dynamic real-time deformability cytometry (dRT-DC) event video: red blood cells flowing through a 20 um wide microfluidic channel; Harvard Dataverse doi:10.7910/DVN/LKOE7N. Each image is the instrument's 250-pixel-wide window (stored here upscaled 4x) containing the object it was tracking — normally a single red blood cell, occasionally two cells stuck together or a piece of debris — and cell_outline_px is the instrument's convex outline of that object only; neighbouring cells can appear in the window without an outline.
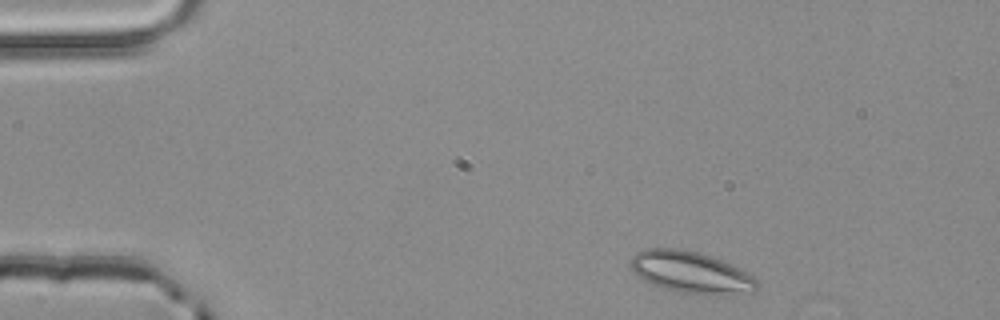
{"species": "common noctule bat (a hibernating species)", "species_latin": "Nyctalus noctula", "temperature_condition": "room temperature", "stored_images_in_passage": 4, "segment_of_instrument_passage": [1, 2], "camera_frame_rate_fps": 3000, "um_per_image_px": 0.085, "animal": {"sex": "male", "body_mass_g": 20.4}, "frame": {"image": 1, "passage_image": 1, "time_ms": 0.0, "image_size_px": [1000, 320], "cell_outline_px": [[760, 288], [752, 292], [728, 296], [724, 296], [680, 292], [664, 288], [652, 284], [636, 276], [632, 268], [632, 256], [636, 252], [648, 248], [684, 248], [700, 252], [712, 256], [732, 264], [752, 276], [760, 284]], "centroid_in_image_um": [58.78, 23.15], "position_along_channel_um": 26.2, "area_um2": 31.1}}